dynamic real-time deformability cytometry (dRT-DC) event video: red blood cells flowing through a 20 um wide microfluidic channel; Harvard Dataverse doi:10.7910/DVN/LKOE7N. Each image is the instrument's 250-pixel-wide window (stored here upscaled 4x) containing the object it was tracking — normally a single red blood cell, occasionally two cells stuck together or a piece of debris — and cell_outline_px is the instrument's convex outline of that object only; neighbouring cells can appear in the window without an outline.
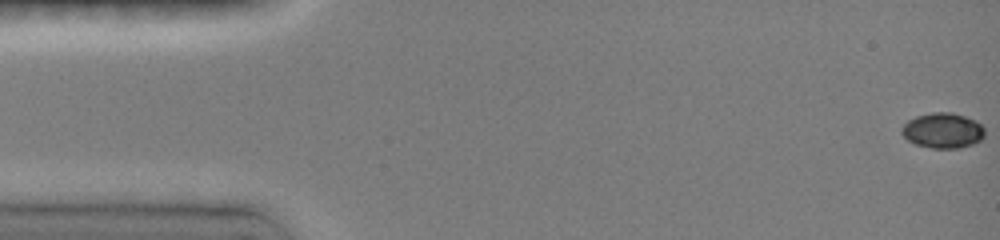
{"species": "common noctule bat (a hibernating species)", "species_latin": "Nyctalus noctula", "temperature_condition": "room temperature", "stored_images_in_passage": 33, "camera_frame_rate_fps": 3000, "um_per_image_px": 0.085, "animal": {"sex": "female", "body_mass_g": 19.0, "forearm_length_mm": 51.5}, "frame": {"image": 1, "passage_image": 1, "time_ms": 0.0, "image_size_px": [1000, 240], "cell_outline_px": [[984, 136], [980, 140], [972, 144], [960, 148], [932, 148], [916, 144], [908, 140], [900, 132], [900, 128], [908, 120], [916, 116], [932, 112], [952, 112], [976, 120], [984, 128]], "centroid_in_image_um": [80.13, 11.08], "position_along_channel_um": 4.9, "area_um2": 17.11}}
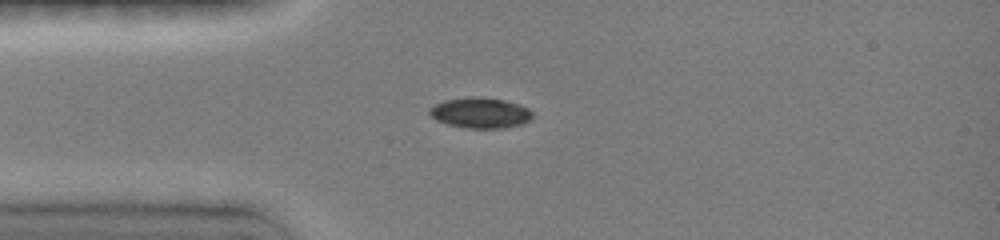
{"frame": {"image": 2, "passage_image": 18, "time_ms": 4.0, "image_size_px": [1000, 240], "cell_outline_px": [[532, 116], [528, 120], [520, 124], [504, 128], [468, 128], [448, 124], [436, 120], [428, 112], [428, 108], [444, 100], [472, 96], [476, 96], [504, 100], [520, 104], [528, 108], [532, 112]], "centroid_in_image_um": [40.81, 9.58], "position_along_channel_um": 44.2, "area_um2": 18.26}}
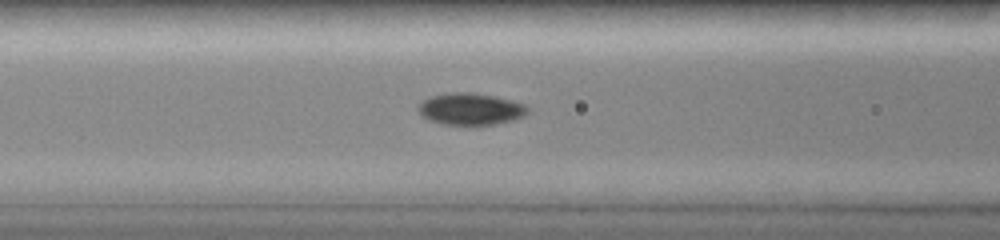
{"frame": {"image": 3, "passage_image": 26, "time_ms": 6.333, "image_size_px": [1000, 240], "cell_outline_px": [[528, 112], [524, 116], [512, 120], [496, 124], [476, 128], [440, 124], [428, 120], [420, 116], [416, 108], [424, 100], [432, 96], [456, 92], [468, 92], [492, 96], [512, 100], [524, 104], [528, 108]], "centroid_in_image_um": [39.97, 9.33], "position_along_channel_um": 126.6, "area_um2": 20.92}}